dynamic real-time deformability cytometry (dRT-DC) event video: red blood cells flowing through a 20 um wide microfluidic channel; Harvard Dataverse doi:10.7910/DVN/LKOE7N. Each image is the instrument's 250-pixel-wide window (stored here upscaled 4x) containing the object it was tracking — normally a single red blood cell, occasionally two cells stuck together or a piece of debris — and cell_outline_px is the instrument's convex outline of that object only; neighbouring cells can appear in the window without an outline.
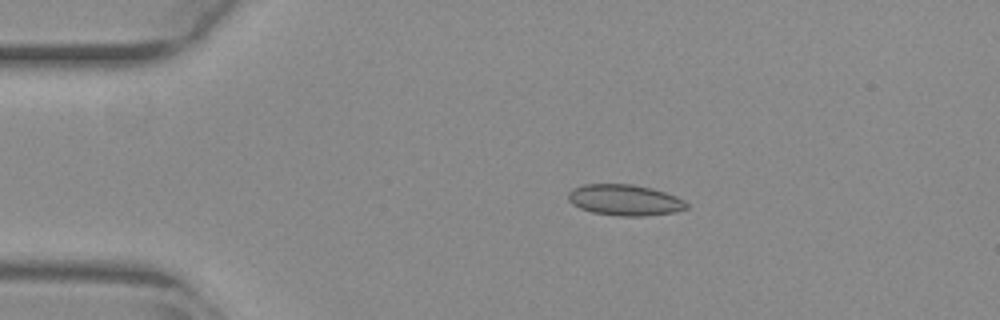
{"species": "common noctule bat (a hibernating species)", "species_latin": "Nyctalus noctula", "temperature_condition": "warm", "stored_images_in_passage": 54, "camera_frame_rate_fps": 3000, "um_per_image_px": 0.085, "animal": {"sex": "female", "body_mass_g": 29.2, "forearm_length_mm": 56.3}, "frame": {"image": 1, "passage_image": 11, "time_ms": 3.333, "image_size_px": [1000, 320], "cell_outline_px": [[688, 208], [676, 212], [644, 216], [620, 216], [592, 212], [580, 208], [572, 204], [568, 200], [568, 192], [572, 188], [584, 184], [632, 184], [652, 188], [676, 196], [684, 200], [688, 204]], "centroid_in_image_um": [53.1, 17.0], "position_along_channel_um": 31.9, "area_um2": 21.5}}
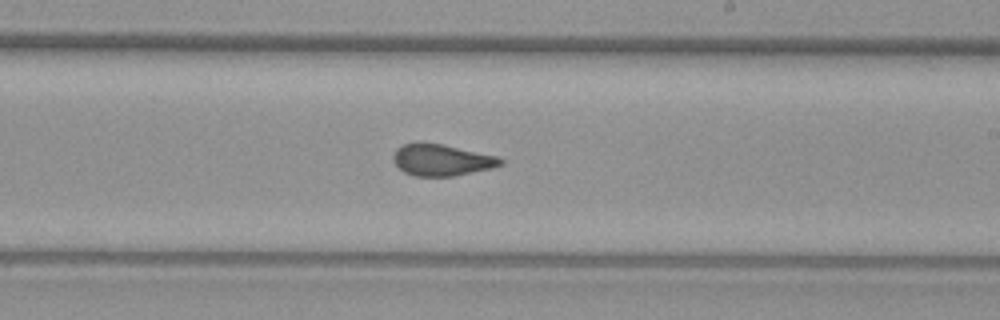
{"frame": {"image": 2, "passage_image": 32, "time_ms": 10.333, "image_size_px": [1000, 320], "cell_outline_px": [[504, 164], [492, 168], [452, 176], [416, 176], [404, 172], [392, 160], [392, 156], [396, 148], [404, 144], [416, 140], [440, 144], [500, 156], [504, 160]], "centroid_in_image_um": [37.53, 13.57], "position_along_channel_um": 251.5, "area_um2": 20.0}}
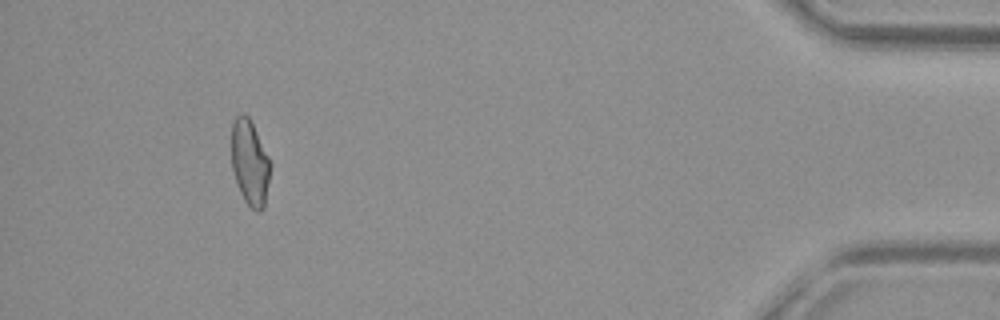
{"frame": {"image": 3, "passage_image": 50, "time_ms": 16.333, "image_size_px": [1000, 320], "cell_outline_px": [[272, 164], [264, 208], [260, 212], [256, 212], [244, 200], [236, 184], [232, 168], [232, 124], [236, 116], [240, 112], [248, 116]], "centroid_in_image_um": [21.24, 13.86], "position_along_channel_um": 414.0, "area_um2": 19.36}, "authors_computed_cell_mechanics": {"area_um2": 20.3745, "velocity_mm_per_s": 3.8472, "shape_relaxation_time_tau1_ms": null, "shape_relaxation_time_tau2_ms": 0.937, "deformation_change_tau1": null, "deformation_change_tau2": 0.0507}}